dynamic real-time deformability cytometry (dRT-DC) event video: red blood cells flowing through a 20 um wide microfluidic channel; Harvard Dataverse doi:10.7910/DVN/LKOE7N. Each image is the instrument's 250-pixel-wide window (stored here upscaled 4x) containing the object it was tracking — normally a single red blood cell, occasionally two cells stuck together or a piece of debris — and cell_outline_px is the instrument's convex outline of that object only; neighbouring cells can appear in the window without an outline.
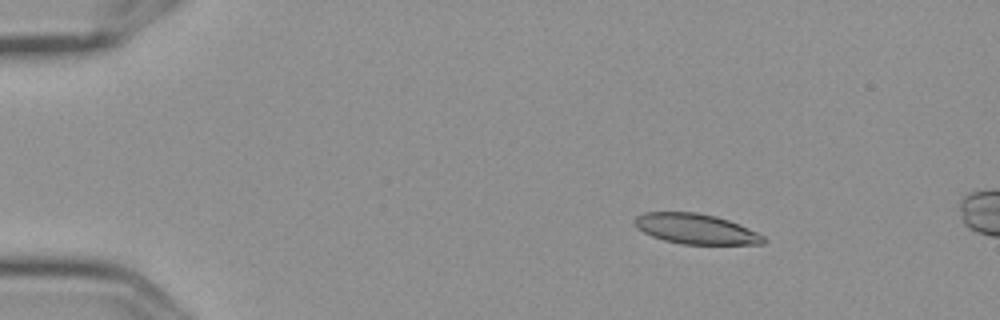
{"species": "Egyptian fruit bat (a non-hibernating species)", "species_latin": "Rousettus aegyptiacus", "temperature_condition": "cold", "stored_images_in_passage": 5, "camera_frame_rate_fps": 3000, "um_per_image_px": 0.085, "frame": {"image": 1, "passage_image": 3, "time_ms": 0.667, "image_size_px": [1000, 320], "cell_outline_px": [[764, 244], [680, 244], [664, 240], [652, 236], [636, 228], [632, 220], [636, 216], [644, 212], [696, 212], [716, 216], [728, 220], [748, 228], [764, 236]], "centroid_in_image_um": [59.09, 19.45], "position_along_channel_um": 25.9, "area_um2": 22.66}}